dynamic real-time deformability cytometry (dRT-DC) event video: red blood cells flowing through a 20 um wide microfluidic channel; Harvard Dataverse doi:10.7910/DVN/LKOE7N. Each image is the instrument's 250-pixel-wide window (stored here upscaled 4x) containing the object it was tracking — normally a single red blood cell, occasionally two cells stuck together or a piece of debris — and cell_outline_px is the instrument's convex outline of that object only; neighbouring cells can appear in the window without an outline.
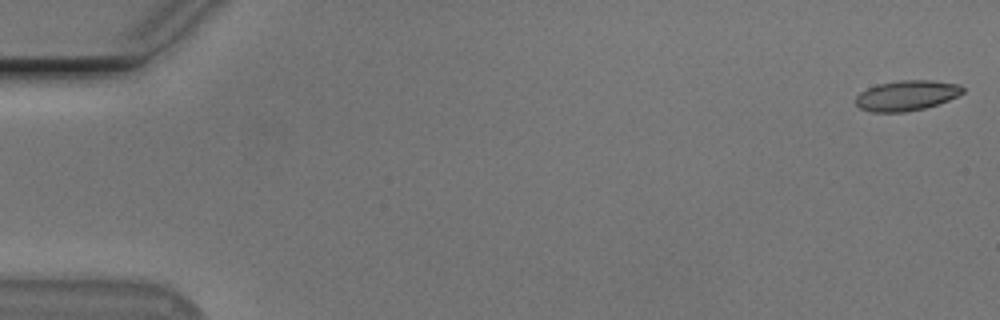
{"species": "Egyptian fruit bat (a non-hibernating species)", "species_latin": "Rousettus aegyptiacus", "temperature_condition": "cold", "stored_images_in_passage": 56, "segment_of_instrument_passage": [1, 2], "camera_frame_rate_fps": 3000, "um_per_image_px": 0.085, "animal": {"sex": "male"}, "frame": {"image": 1, "passage_image": 1, "time_ms": 0.0, "image_size_px": [1000, 320], "cell_outline_px": [[964, 92], [948, 100], [924, 108], [904, 112], [872, 112], [860, 108], [856, 104], [856, 96], [860, 92], [876, 84], [896, 80], [932, 80], [960, 84], [964, 88]], "centroid_in_image_um": [77.05, 8.1], "position_along_channel_um": 7.9, "area_um2": 18.9}}
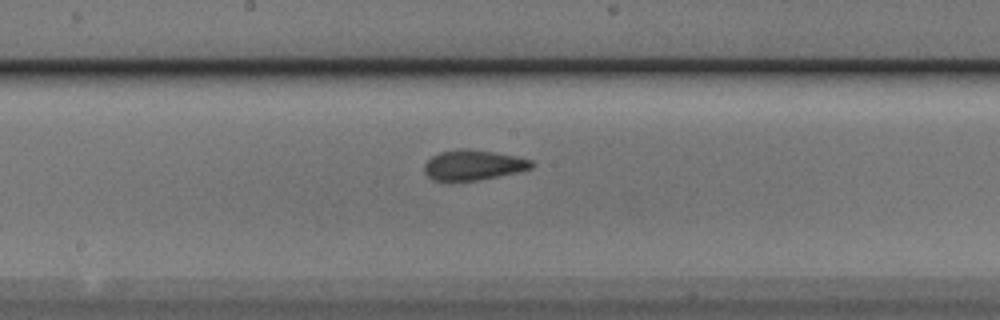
{"frame": {"image": 2, "passage_image": 29, "time_ms": 9.333, "image_size_px": [1000, 320], "cell_outline_px": [[536, 164], [532, 168], [516, 172], [480, 180], [436, 180], [428, 176], [424, 172], [424, 164], [432, 156], [440, 152], [460, 148], [468, 148], [516, 156], [532, 160]], "centroid_in_image_um": [40.24, 14.01], "position_along_channel_um": 208.0, "area_um2": 18.73}}
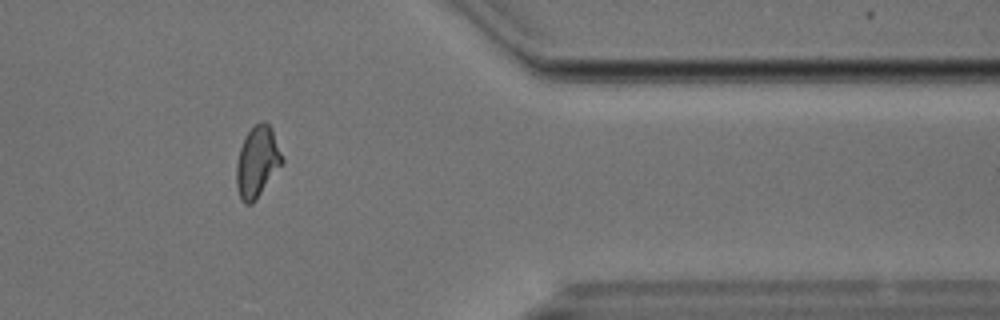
{"frame": {"image": 3, "passage_image": 45, "time_ms": 14.667, "image_size_px": [1000, 320], "cell_outline_px": [[284, 160], [256, 200], [252, 204], [244, 204], [240, 200], [236, 188], [236, 164], [240, 148], [248, 132], [256, 124], [264, 120], [272, 128]], "centroid_in_image_um": [21.85, 13.79], "position_along_channel_um": 389.6, "area_um2": 18.79}}